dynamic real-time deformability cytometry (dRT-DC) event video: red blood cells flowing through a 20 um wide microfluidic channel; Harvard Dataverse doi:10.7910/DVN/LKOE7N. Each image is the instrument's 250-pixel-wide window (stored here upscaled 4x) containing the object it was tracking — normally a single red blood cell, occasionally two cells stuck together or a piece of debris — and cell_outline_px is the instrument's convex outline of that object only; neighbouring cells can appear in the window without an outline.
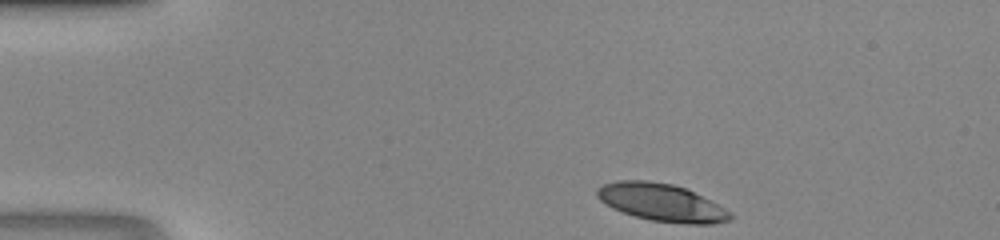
{"species": "human", "species_latin": "Homo sapiens", "temperature_condition": "room temperature", "stored_images_in_passage": 38, "camera_frame_rate_fps": 3000, "um_per_image_px": 0.085, "donor": {"sex": "male"}, "frame": {"image": 1, "passage_image": 1, "time_ms": 0.0, "image_size_px": [1000, 240], "cell_outline_px": [[732, 220], [712, 224], [688, 224], [652, 220], [636, 216], [612, 208], [604, 204], [596, 196], [596, 188], [604, 184], [620, 180], [648, 180], [672, 184], [684, 188], [732, 212]], "centroid_in_image_um": [56.2, 17.21], "position_along_channel_um": 28.8, "area_um2": 28.84}}
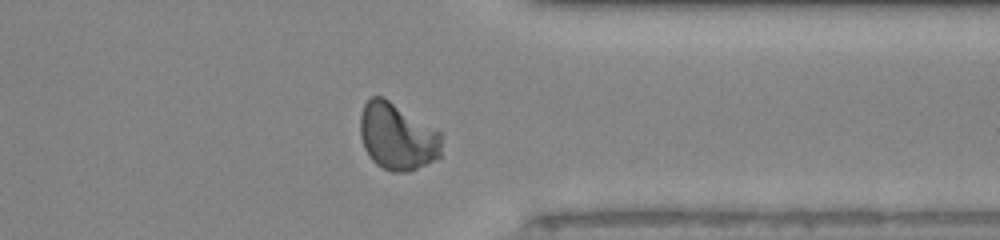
{"frame": {"image": 2, "passage_image": 29, "time_ms": 9.333, "image_size_px": [1000, 240], "cell_outline_px": [[440, 156], [408, 172], [392, 172], [376, 164], [368, 156], [364, 148], [360, 136], [360, 116], [364, 104], [372, 96], [384, 96], [436, 128], [440, 132]], "centroid_in_image_um": [33.73, 11.58], "position_along_channel_um": 377.7, "area_um2": 31.85}}
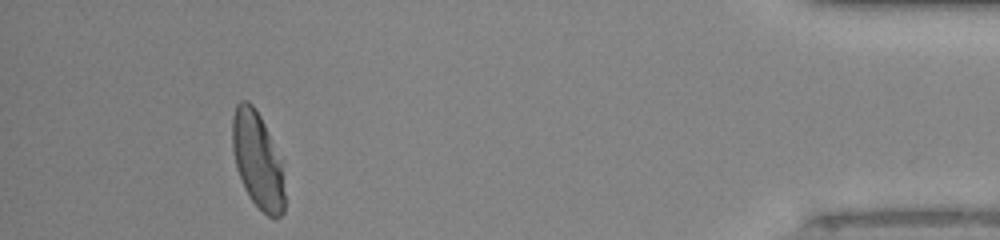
{"frame": {"image": 3, "passage_image": 35, "time_ms": 11.333, "image_size_px": [1000, 240], "cell_outline_px": [[284, 212], [276, 220], [268, 216], [252, 200], [244, 188], [236, 168], [232, 148], [232, 116], [236, 104], [240, 100], [248, 100], [252, 104], [260, 116], [284, 160]], "centroid_in_image_um": [21.92, 13.6], "position_along_channel_um": 413.3, "area_um2": 30.06}}